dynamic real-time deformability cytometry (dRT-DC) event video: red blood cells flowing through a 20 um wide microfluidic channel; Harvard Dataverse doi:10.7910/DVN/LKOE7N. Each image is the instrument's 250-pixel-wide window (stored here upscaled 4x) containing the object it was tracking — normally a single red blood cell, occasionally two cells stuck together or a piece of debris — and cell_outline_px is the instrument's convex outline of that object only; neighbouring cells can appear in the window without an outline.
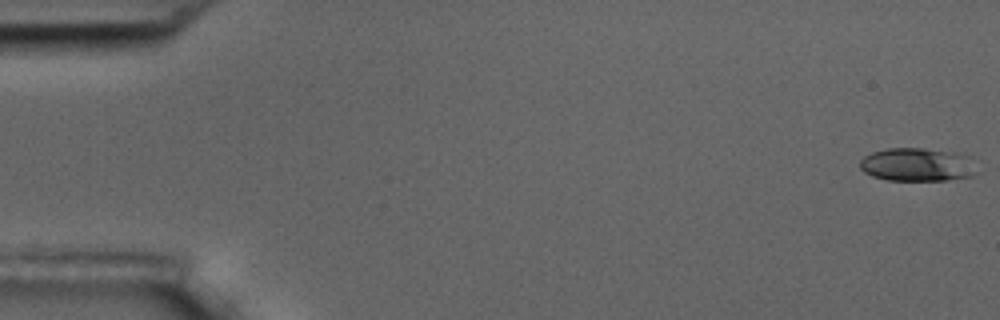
{"species": "common noctule bat (a hibernating species)", "species_latin": "Nyctalus noctula", "temperature_condition": "room temperature", "stored_images_in_passage": 7, "camera_frame_rate_fps": 3000, "um_per_image_px": 0.085, "animal": {"sex": "male", "body_mass_g": 17.5, "forearm_length_mm": 52.3}, "frame": {"image": 1, "passage_image": 1, "time_ms": 0.0, "image_size_px": [1000, 320], "cell_outline_px": [[980, 172], [972, 176], [948, 180], [888, 180], [872, 176], [864, 172], [860, 168], [860, 160], [864, 156], [872, 152], [888, 148], [924, 148], [956, 152], [972, 156]], "centroid_in_image_um": [78.05, 13.99], "position_along_channel_um": 6.9, "area_um2": 23.24}}